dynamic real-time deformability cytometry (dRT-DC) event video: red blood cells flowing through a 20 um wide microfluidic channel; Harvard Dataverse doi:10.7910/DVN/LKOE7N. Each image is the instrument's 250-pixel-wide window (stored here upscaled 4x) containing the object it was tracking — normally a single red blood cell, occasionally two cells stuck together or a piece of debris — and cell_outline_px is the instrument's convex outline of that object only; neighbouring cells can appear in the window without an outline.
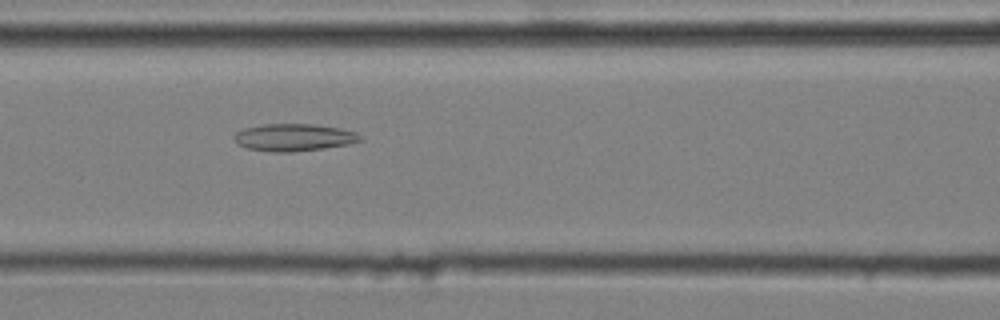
{"species": "common noctule bat (a hibernating species)", "species_latin": "Nyctalus noctula", "temperature_condition": "cold", "stored_images_in_passage": 40, "camera_frame_rate_fps": 3000, "um_per_image_px": 0.085, "animal": {"sex": "male", "body_mass_g": 20.4}, "frame": {"image": 1, "passage_image": 14, "time_ms": 4.333, "image_size_px": [1000, 320], "cell_outline_px": [[360, 140], [348, 144], [292, 152], [276, 152], [248, 148], [240, 144], [232, 136], [236, 132], [244, 128], [264, 124], [312, 124], [340, 128], [356, 132], [360, 136]], "centroid_in_image_um": [24.96, 11.66], "position_along_channel_um": 141.6, "area_um2": 19.65}}
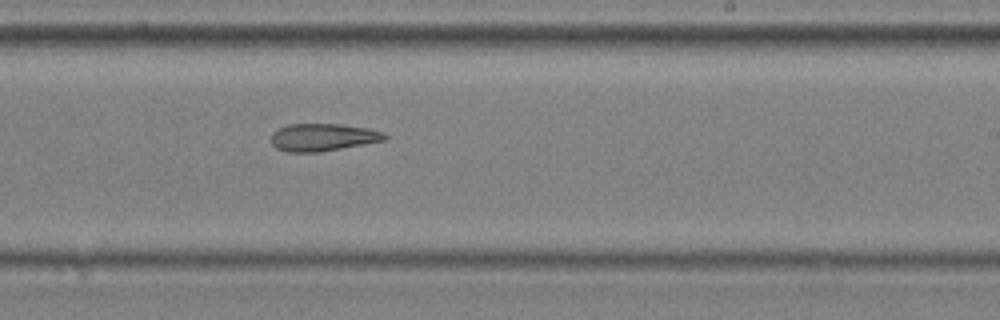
{"frame": {"image": 2, "passage_image": 24, "time_ms": 7.667, "image_size_px": [1000, 320], "cell_outline_px": [[388, 136], [384, 140], [364, 144], [320, 152], [288, 152], [276, 148], [272, 144], [272, 132], [276, 128], [288, 124], [340, 124], [368, 128], [384, 132]], "centroid_in_image_um": [27.42, 11.66], "position_along_channel_um": 261.6, "area_um2": 18.26}}
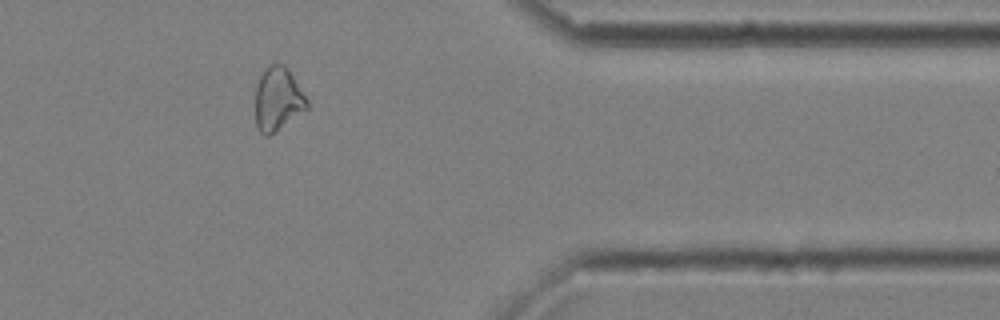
{"frame": {"image": 3, "passage_image": 36, "time_ms": 11.667, "image_size_px": [1000, 320], "cell_outline_px": [[308, 108], [304, 112], [268, 136], [264, 136], [256, 128], [256, 88], [260, 76], [264, 68], [268, 64], [276, 60], [284, 64], [288, 68], [308, 100]], "centroid_in_image_um": [23.61, 8.38], "position_along_channel_um": 387.8, "area_um2": 19.42}, "authors_computed_cell_mechanics": {"area_um2": 19.4786, "velocity_mm_per_s": 3.6071, "shape_relaxation_time_tau1_ms": null, "shape_relaxation_time_tau2_ms": 7.6554, "deformation_change_tau1": null, "deformation_change_tau2": 0.1819}}